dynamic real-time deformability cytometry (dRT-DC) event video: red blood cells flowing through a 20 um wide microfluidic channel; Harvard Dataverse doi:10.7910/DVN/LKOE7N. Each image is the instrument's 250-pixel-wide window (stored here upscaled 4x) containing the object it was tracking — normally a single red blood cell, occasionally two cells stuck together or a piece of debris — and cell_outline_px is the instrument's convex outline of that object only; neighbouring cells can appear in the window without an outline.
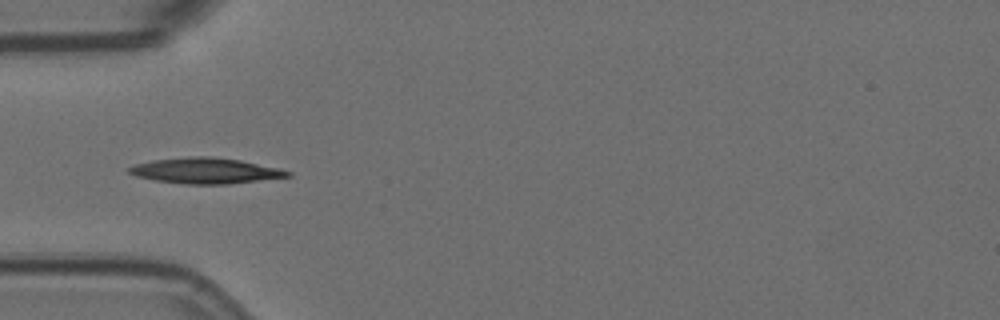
{"species": "Egyptian fruit bat (a non-hibernating species)", "species_latin": "Rousettus aegyptiacus", "temperature_condition": "room temperature", "stored_images_in_passage": 4, "camera_frame_rate_fps": 3000, "um_per_image_px": 0.085, "animal": {"sex": "female"}, "frame": {"image": 1, "passage_image": 4, "time_ms": 1.0, "image_size_px": [1000, 320], "cell_outline_px": [[292, 176], [228, 184], [184, 184], [156, 180], [136, 176], [128, 172], [128, 168], [136, 164], [152, 160], [188, 156], [212, 156], [240, 160], [280, 168], [292, 172]], "centroid_in_image_um": [17.49, 14.5], "position_along_channel_um": 67.5, "area_um2": 23.76}}